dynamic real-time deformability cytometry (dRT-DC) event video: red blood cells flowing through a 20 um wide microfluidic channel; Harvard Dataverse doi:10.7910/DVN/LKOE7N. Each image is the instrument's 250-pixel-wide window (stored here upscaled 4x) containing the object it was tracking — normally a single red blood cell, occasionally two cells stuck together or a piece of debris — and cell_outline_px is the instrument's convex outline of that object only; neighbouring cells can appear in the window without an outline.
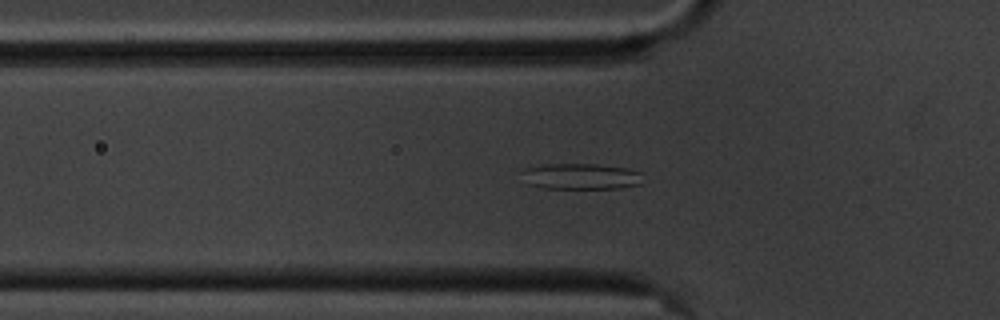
{"species": "common noctule bat (a hibernating species)", "species_latin": "Nyctalus noctula", "temperature_condition": "cold", "stored_images_in_passage": 58, "camera_frame_rate_fps": 3000, "um_per_image_px": 0.085, "animal": {"sex": "male", "body_mass_g": 20.1, "forearm_length_mm": 53.5}, "frame": {"image": 1, "passage_image": 18, "time_ms": 5.667, "image_size_px": [1000, 320], "cell_outline_px": [[640, 184], [620, 188], [544, 188], [528, 184], [524, 172], [524, 168], [548, 164], [596, 164], [624, 168], [640, 172]], "centroid_in_image_um": [49.38, 14.99], "position_along_channel_um": 76.4, "area_um2": 17.86}}
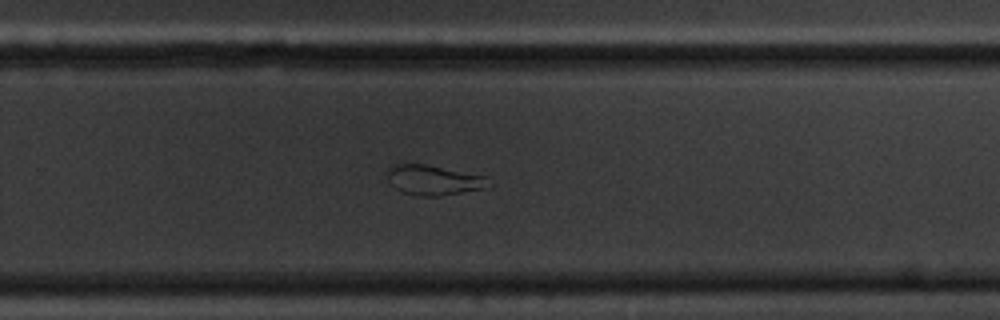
{"frame": {"image": 2, "passage_image": 37, "time_ms": 12.0, "image_size_px": [1000, 320], "cell_outline_px": [[492, 184], [484, 188], [440, 196], [420, 196], [404, 192], [388, 184], [388, 168], [392, 164], [424, 164], [484, 176]], "centroid_in_image_um": [36.81, 15.31], "position_along_channel_um": 293.0, "area_um2": 17.46}}
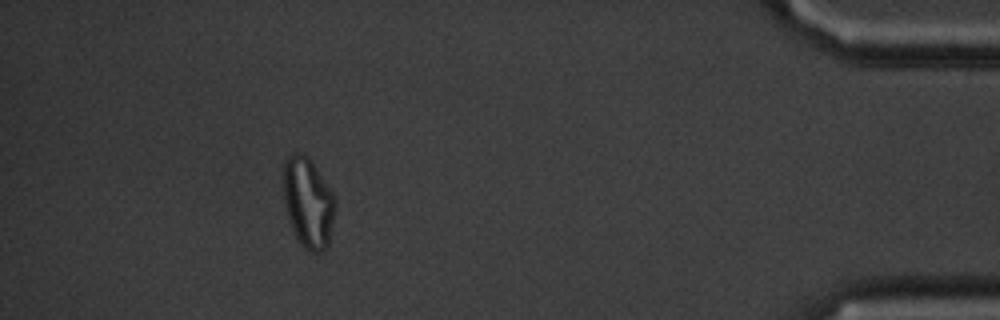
{"frame": {"image": 3, "passage_image": 52, "time_ms": 17.0, "image_size_px": [1000, 320], "cell_outline_px": [[336, 204], [328, 244], [320, 252], [312, 252], [304, 248], [300, 244], [292, 228], [288, 216], [284, 200], [284, 164], [288, 156], [292, 152], [300, 152], [316, 168], [332, 192], [336, 200]], "centroid_in_image_um": [26.19, 17.24], "position_along_channel_um": 409.0, "area_um2": 26.65}, "authors_computed_cell_mechanics": {"area_um2": 22.3108, "velocity_mm_per_s": 3.4068, "shape_relaxation_time_tau1_ms": null, "shape_relaxation_time_tau2_ms": 3.182, "deformation_change_tau1": null, "deformation_change_tau2": 0.0958}}